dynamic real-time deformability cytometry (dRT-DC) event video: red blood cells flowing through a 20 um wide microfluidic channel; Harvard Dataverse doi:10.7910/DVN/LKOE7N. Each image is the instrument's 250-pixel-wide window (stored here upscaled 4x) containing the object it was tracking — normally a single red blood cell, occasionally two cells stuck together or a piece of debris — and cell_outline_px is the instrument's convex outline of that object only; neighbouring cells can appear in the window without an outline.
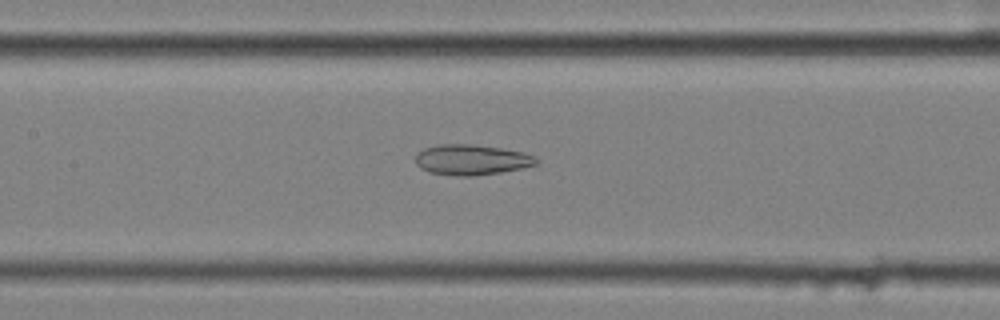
{"species": "common noctule bat (a hibernating species)", "species_latin": "Nyctalus noctula", "temperature_condition": "cold", "stored_images_in_passage": 46, "camera_frame_rate_fps": 3000, "um_per_image_px": 0.085, "animal": {"sex": "female", "body_mass_g": 25.1}, "frame": {"image": 1, "passage_image": 16, "time_ms": 5.0, "image_size_px": [1000, 320], "cell_outline_px": [[540, 160], [536, 164], [520, 168], [500, 172], [472, 176], [456, 176], [428, 172], [420, 168], [416, 164], [416, 156], [424, 148], [440, 144], [472, 144], [500, 148], [524, 152], [536, 156]], "centroid_in_image_um": [40.09, 13.58], "position_along_channel_um": 167.3, "area_um2": 21.39}}
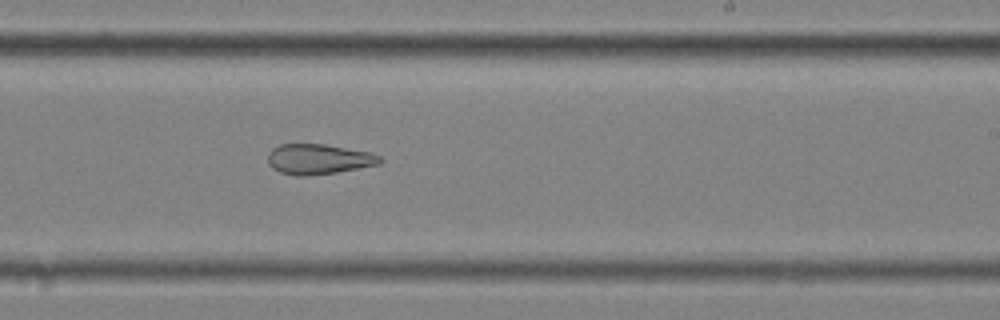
{"frame": {"image": 2, "passage_image": 24, "time_ms": 7.667, "image_size_px": [1000, 320], "cell_outline_px": [[384, 160], [380, 164], [336, 172], [304, 176], [296, 176], [280, 172], [272, 168], [268, 164], [268, 152], [272, 148], [280, 144], [324, 144], [372, 152], [380, 156]], "centroid_in_image_um": [27.08, 13.52], "position_along_channel_um": 261.9, "area_um2": 19.88}}
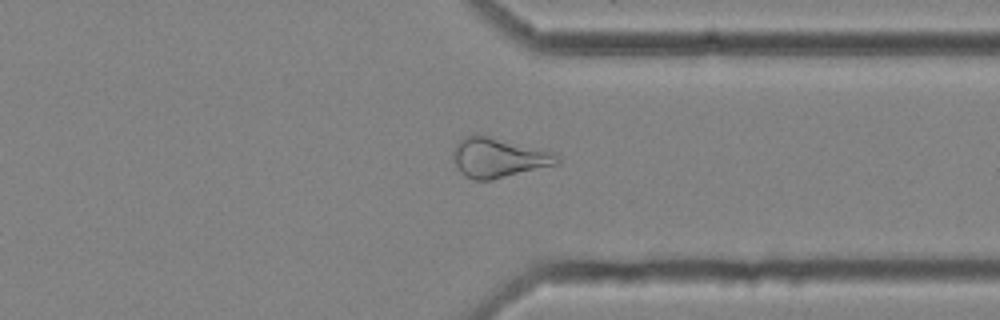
{"frame": {"image": 3, "passage_image": 33, "time_ms": 10.667, "image_size_px": [1000, 320], "cell_outline_px": [[560, 160], [556, 164], [492, 180], [472, 180], [464, 176], [460, 172], [452, 160], [452, 152], [456, 144], [464, 136], [492, 136], [548, 148], [560, 156]], "centroid_in_image_um": [42.41, 13.39], "position_along_channel_um": 369.0, "area_um2": 24.62}, "authors_computed_cell_mechanics": {"area_um2": 24.9696, "velocity_mm_per_s": 3.56, "shape_relaxation_time_tau1_ms": null, "shape_relaxation_time_tau2_ms": 4.4729, "deformation_change_tau1": null, "deformation_change_tau2": 0.1426}}